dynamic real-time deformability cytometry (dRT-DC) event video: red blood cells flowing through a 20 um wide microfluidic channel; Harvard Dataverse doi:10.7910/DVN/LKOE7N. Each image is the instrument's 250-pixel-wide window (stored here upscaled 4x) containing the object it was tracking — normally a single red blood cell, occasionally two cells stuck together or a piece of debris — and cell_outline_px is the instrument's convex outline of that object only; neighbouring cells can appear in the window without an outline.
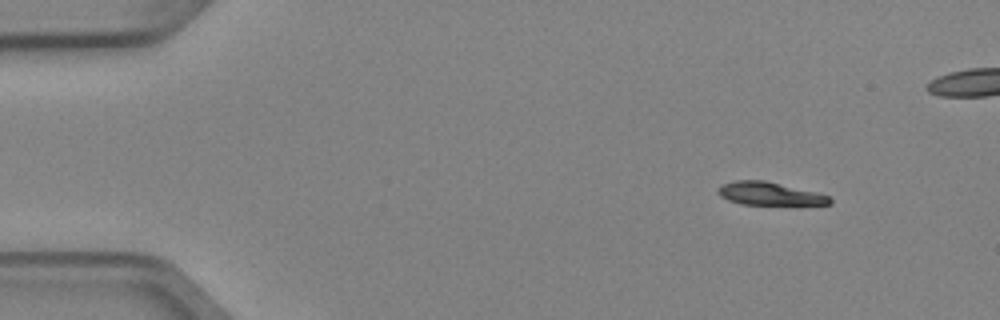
{"species": "Egyptian fruit bat (a non-hibernating species)", "species_latin": "Rousettus aegyptiacus", "temperature_condition": "cold", "stored_images_in_passage": 4, "segment_of_instrument_passage": [2, 2], "camera_frame_rate_fps": 3000, "um_per_image_px": 0.085, "animal": {"sex": "female"}, "frame": {"image": 1, "passage_image": 4, "time_ms": 1.0, "image_size_px": [1000, 320], "cell_outline_px": [[832, 204], [740, 204], [728, 200], [720, 196], [716, 192], [716, 188], [720, 184], [736, 180], [764, 180], [816, 192], [828, 196], [832, 200]], "centroid_in_image_um": [65.33, 16.45], "position_along_channel_um": 19.7, "area_um2": 14.91}}